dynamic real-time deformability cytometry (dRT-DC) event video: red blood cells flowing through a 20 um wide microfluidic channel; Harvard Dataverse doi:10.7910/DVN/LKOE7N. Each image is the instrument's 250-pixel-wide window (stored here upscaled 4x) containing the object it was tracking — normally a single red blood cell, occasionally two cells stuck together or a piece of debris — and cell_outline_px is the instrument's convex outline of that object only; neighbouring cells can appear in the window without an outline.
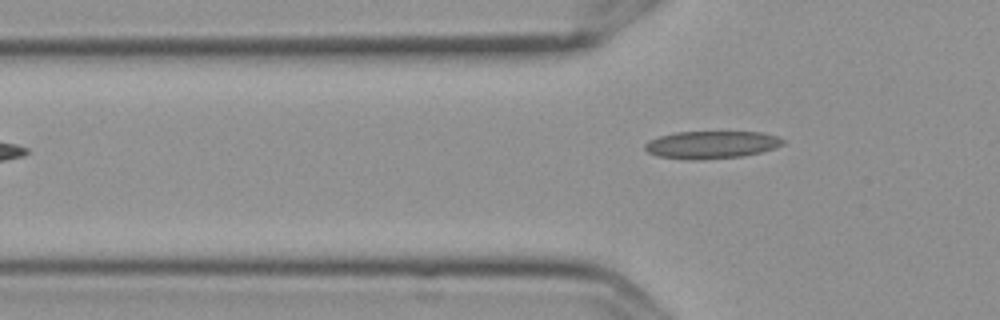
{"species": "Egyptian fruit bat (a non-hibernating species)", "species_latin": "Rousettus aegyptiacus", "temperature_condition": "cold", "stored_images_in_passage": 3, "camera_frame_rate_fps": 3000, "um_per_image_px": 0.085, "frame": {"image": 1, "passage_image": 3, "time_ms": 0.667, "image_size_px": [1000, 320], "cell_outline_px": [[784, 144], [760, 152], [740, 156], [660, 156], [648, 152], [644, 148], [644, 144], [648, 140], [660, 136], [676, 132], [760, 132], [776, 136], [784, 140]], "centroid_in_image_um": [60.5, 12.23], "position_along_channel_um": 65.3, "area_um2": 20.63}}